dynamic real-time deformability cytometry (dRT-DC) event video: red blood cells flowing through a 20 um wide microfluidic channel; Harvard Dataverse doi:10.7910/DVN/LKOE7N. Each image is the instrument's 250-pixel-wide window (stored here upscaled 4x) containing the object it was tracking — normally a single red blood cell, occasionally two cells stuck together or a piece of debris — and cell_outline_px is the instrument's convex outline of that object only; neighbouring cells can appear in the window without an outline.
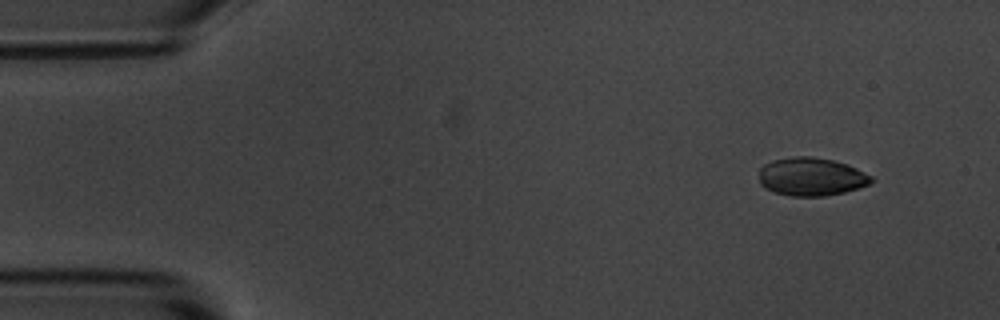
{"species": "common noctule bat (a hibernating species)", "species_latin": "Nyctalus noctula", "temperature_condition": "room temperature", "stored_images_in_passage": 3, "camera_frame_rate_fps": 3000, "um_per_image_px": 0.085, "animal": {"sex": "male", "body_mass_g": 20.1, "forearm_length_mm": 53.5}, "frame": {"image": 1, "passage_image": 1, "time_ms": 0.0, "image_size_px": [1000, 320], "cell_outline_px": [[876, 180], [860, 188], [844, 192], [824, 196], [792, 196], [776, 192], [764, 188], [760, 184], [760, 168], [764, 164], [772, 160], [796, 156], [812, 156], [832, 160], [848, 164], [872, 176]], "centroid_in_image_um": [68.98, 15.02], "position_along_channel_um": 16.0, "area_um2": 25.09}}